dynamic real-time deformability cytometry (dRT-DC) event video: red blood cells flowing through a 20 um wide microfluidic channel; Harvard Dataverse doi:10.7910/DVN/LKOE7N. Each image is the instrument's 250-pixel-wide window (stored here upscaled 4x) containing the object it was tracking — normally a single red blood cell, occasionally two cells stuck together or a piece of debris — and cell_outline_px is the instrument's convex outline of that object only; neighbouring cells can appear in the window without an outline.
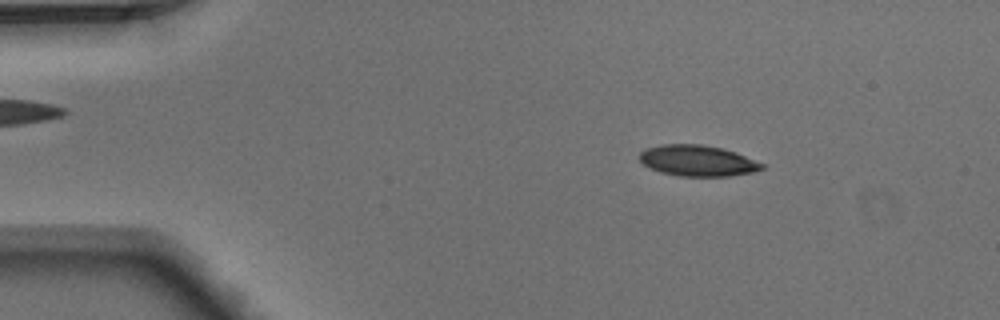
{"species": "Egyptian fruit bat (a non-hibernating species)", "species_latin": "Rousettus aegyptiacus", "temperature_condition": "warm", "stored_images_in_passage": 6, "camera_frame_rate_fps": 3000, "um_per_image_px": 0.085, "animal": {"sex": "male"}, "frame": {"image": 1, "passage_image": 1, "time_ms": 0.0, "image_size_px": [1000, 320], "cell_outline_px": [[764, 168], [756, 172], [732, 176], [680, 176], [660, 172], [644, 164], [640, 160], [640, 152], [644, 148], [660, 144], [700, 144], [720, 148], [736, 152], [764, 164]], "centroid_in_image_um": [59.3, 13.66], "position_along_channel_um": 25.7, "area_um2": 22.14}}
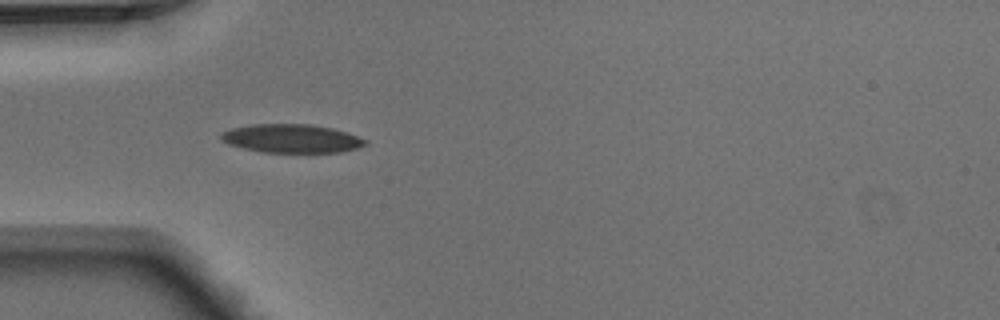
{"frame": {"image": 2, "passage_image": 3, "time_ms": 0.667, "image_size_px": [1000, 320], "cell_outline_px": [[368, 144], [356, 148], [340, 152], [264, 152], [244, 148], [228, 144], [220, 136], [220, 132], [232, 128], [252, 124], [308, 124], [332, 128], [368, 140]], "centroid_in_image_um": [24.77, 11.77], "position_along_channel_um": 60.2, "area_um2": 23.76}}
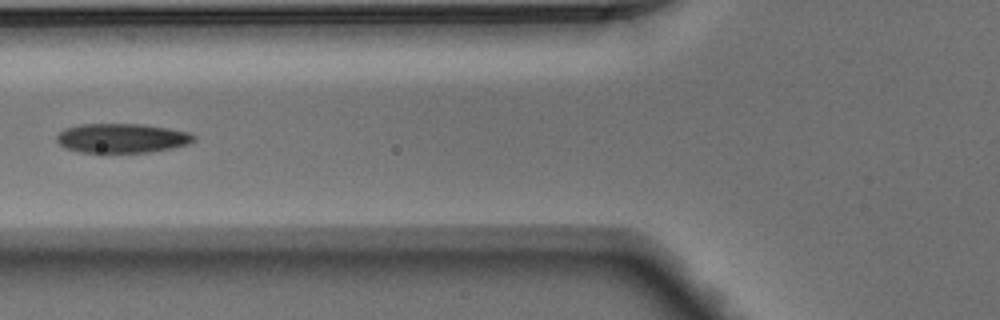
{"frame": {"image": 3, "passage_image": 4, "time_ms": 1.0, "image_size_px": [1000, 320], "cell_outline_px": [[196, 140], [188, 144], [172, 148], [148, 152], [80, 152], [68, 148], [60, 144], [56, 140], [56, 136], [64, 128], [80, 124], [144, 124], [168, 128], [188, 132], [196, 136]], "centroid_in_image_um": [10.38, 11.73], "position_along_channel_um": 115.4, "area_um2": 23.41}}